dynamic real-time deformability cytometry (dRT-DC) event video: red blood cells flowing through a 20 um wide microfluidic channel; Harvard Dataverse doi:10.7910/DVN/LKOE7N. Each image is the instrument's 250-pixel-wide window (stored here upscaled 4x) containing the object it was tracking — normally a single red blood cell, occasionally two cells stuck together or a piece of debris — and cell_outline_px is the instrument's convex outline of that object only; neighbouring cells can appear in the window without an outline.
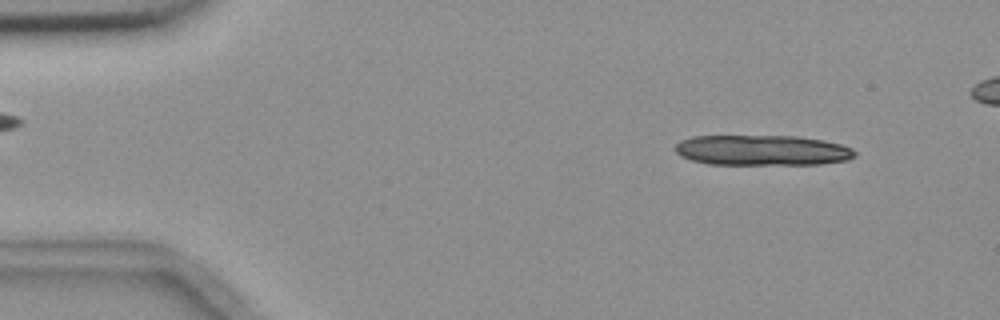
{"species": "common noctule bat (a hibernating species)", "species_latin": "Nyctalus noctula", "temperature_condition": "room temperature", "stored_images_in_passage": 5, "camera_frame_rate_fps": 3000, "um_per_image_px": 0.085, "animal": {"sex": "female", "body_mass_g": 18.4}, "frame": {"image": 1, "passage_image": 1, "time_ms": 0.0, "image_size_px": [1000, 320], "cell_outline_px": [[856, 156], [848, 160], [820, 164], [708, 164], [692, 160], [680, 156], [676, 152], [676, 144], [680, 140], [692, 136], [796, 136], [824, 140], [840, 144], [852, 148], [856, 152]], "centroid_in_image_um": [64.8, 12.77], "position_along_channel_um": 20.2, "area_um2": 31.91}}